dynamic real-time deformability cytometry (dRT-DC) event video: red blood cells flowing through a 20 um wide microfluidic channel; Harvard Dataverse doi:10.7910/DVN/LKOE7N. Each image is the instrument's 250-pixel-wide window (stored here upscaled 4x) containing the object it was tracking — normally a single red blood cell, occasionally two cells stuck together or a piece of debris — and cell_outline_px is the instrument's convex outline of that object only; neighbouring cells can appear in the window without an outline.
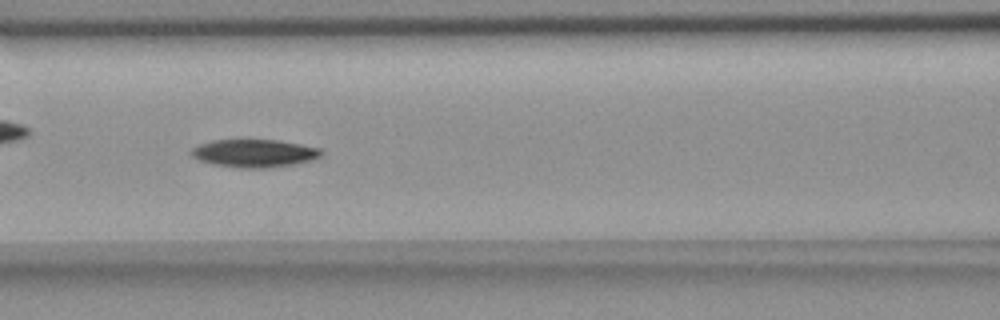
{"species": "common noctule bat (a hibernating species)", "species_latin": "Nyctalus noctula", "temperature_condition": "room temperature", "stored_images_in_passage": 8, "camera_frame_rate_fps": 3000, "um_per_image_px": 0.085, "animal": {"sex": "female", "body_mass_g": 18.4}, "frame": {"image": 1, "passage_image": 7, "time_ms": 8.0, "image_size_px": [1000, 320], "cell_outline_px": [[320, 156], [308, 160], [292, 164], [268, 168], [240, 168], [212, 164], [200, 160], [192, 156], [188, 152], [192, 148], [200, 144], [212, 140], [276, 140], [300, 144], [320, 148]], "centroid_in_image_um": [21.54, 13.02], "position_along_channel_um": 145.1, "area_um2": 20.87}}
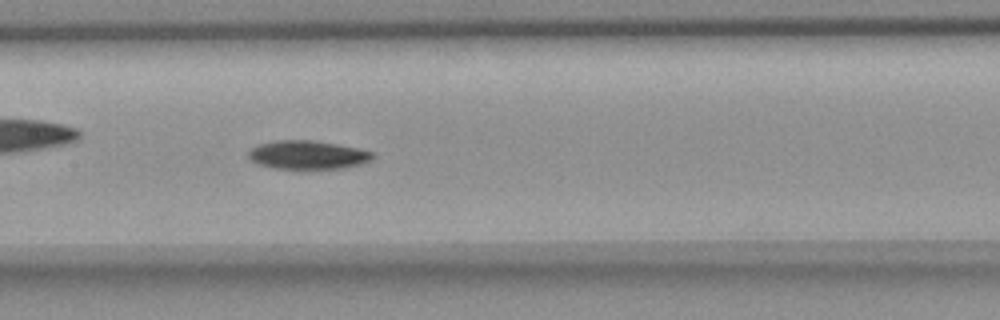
{"frame": {"image": 2, "passage_image": 8, "time_ms": 9.0, "image_size_px": [1000, 320], "cell_outline_px": [[376, 156], [372, 160], [360, 164], [344, 168], [304, 172], [272, 168], [256, 164], [248, 160], [248, 152], [256, 144], [272, 140], [312, 140], [336, 144], [356, 148], [372, 152]], "centroid_in_image_um": [26.09, 13.22], "position_along_channel_um": 181.3, "area_um2": 21.85}}